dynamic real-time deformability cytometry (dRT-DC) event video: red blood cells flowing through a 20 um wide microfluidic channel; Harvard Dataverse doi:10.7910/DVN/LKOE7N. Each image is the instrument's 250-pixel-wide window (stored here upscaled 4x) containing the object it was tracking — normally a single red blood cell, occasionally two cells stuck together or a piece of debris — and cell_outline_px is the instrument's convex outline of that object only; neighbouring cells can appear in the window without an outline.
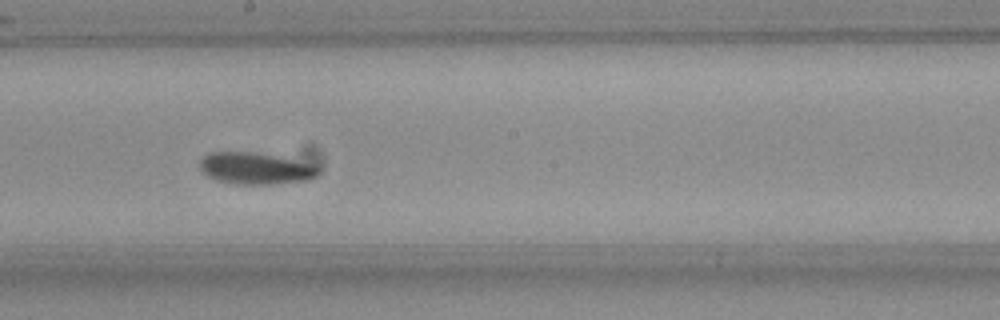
{"species": "Egyptian fruit bat (a non-hibernating species)", "species_latin": "Rousettus aegyptiacus", "temperature_condition": "room temperature", "stored_images_in_passage": 37, "camera_frame_rate_fps": 3000, "um_per_image_px": 0.085, "frame": {"image": 1, "passage_image": 22, "time_ms": 7.0, "image_size_px": [1000, 320], "cell_outline_px": [[320, 172], [316, 176], [304, 180], [272, 184], [240, 184], [216, 180], [208, 176], [200, 168], [200, 160], [208, 152], [252, 152], [276, 156], [320, 164]], "centroid_in_image_um": [21.77, 14.3], "position_along_channel_um": 226.4, "area_um2": 21.96}, "authors_computed_cell_mechanics": {"area_um2": 21.6172, "velocity_mm_per_s": 3.7051, "shape_relaxation_time_tau1_ms": 7.113, "shape_relaxation_time_tau2_ms": 4.625, "deformation_change_tau1": 0.1521, "deformation_change_tau2": 0.0528}}